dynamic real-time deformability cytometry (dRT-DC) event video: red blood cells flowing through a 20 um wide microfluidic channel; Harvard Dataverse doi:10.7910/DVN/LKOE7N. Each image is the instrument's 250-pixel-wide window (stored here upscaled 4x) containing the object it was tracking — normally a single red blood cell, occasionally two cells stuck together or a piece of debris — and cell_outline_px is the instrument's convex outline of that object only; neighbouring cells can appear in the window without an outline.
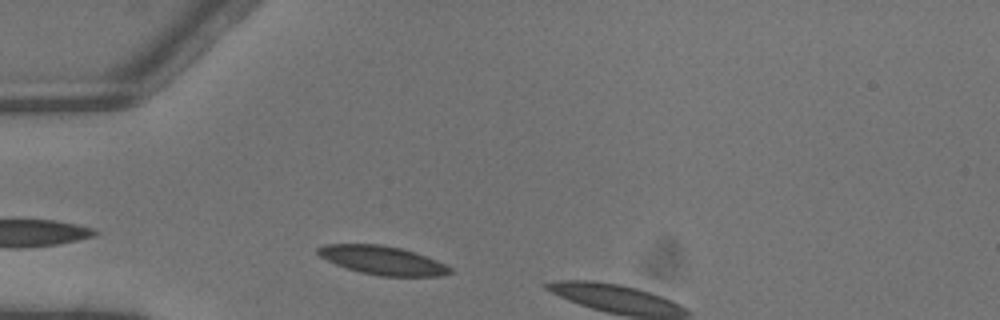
{"species": "common noctule bat (a hibernating species)", "species_latin": "Nyctalus noctula", "temperature_condition": "warm", "stored_images_in_passage": 2, "segment_of_instrument_passage": [1, 2], "camera_frame_rate_fps": 3000, "um_per_image_px": 0.085, "animal": {"sex": "male", "body_mass_g": 13.3}, "frame": {"image": 1, "passage_image": 1, "time_ms": 0.0, "image_size_px": [1000, 320], "cell_outline_px": [[452, 272], [440, 276], [380, 276], [360, 272], [336, 264], [320, 256], [316, 252], [316, 248], [324, 244], [380, 244], [400, 248], [436, 260], [452, 268]], "centroid_in_image_um": [32.49, 22.12], "position_along_channel_um": 52.5, "area_um2": 21.79}}